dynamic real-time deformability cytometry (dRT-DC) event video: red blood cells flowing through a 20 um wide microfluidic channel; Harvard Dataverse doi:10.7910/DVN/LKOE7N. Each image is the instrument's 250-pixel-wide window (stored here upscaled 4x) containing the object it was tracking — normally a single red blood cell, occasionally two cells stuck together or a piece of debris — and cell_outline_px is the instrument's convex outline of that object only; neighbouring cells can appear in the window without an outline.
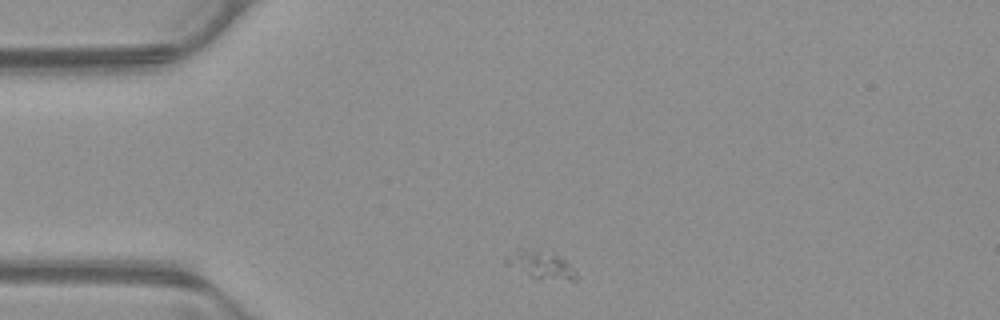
{"species": "common noctule bat (a hibernating species)", "species_latin": "Nyctalus noctula", "temperature_condition": "warm", "stored_images_in_passage": 44, "camera_frame_rate_fps": 3000, "um_per_image_px": 0.085, "animal": {"sex": "male", "body_mass_g": 23.1, "forearm_length_mm": 52.7}, "frame": {"image": 1, "passage_image": 1, "time_ms": 0.0, "image_size_px": [1000, 320], "cell_outline_px": [[580, 276], [576, 284], [532, 276], [504, 264], [504, 260], [520, 248], [556, 256], [564, 260]], "centroid_in_image_um": [46.08, 22.6], "position_along_channel_um": 38.9, "area_um2": 10.92}}
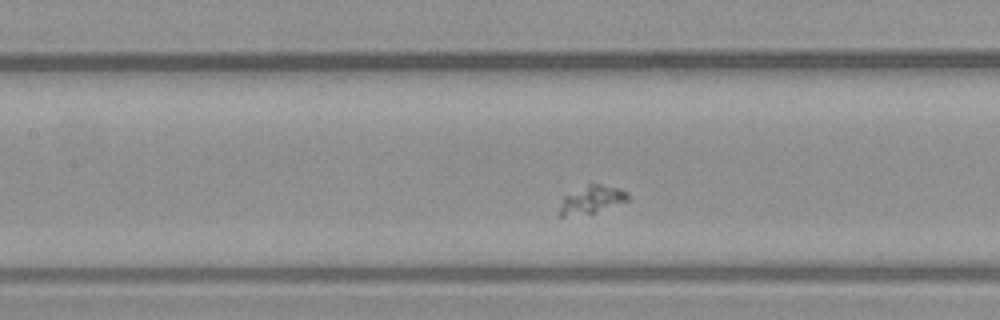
{"frame": {"image": 2, "passage_image": 13, "time_ms": 4.0, "image_size_px": [1000, 320], "cell_outline_px": [[628, 200], [596, 212], [564, 216], [560, 216], [560, 208], [564, 196], [588, 184], [600, 184], [620, 188], [628, 192]], "centroid_in_image_um": [50.32, 16.95], "position_along_channel_um": 157.1, "area_um2": 10.75}}
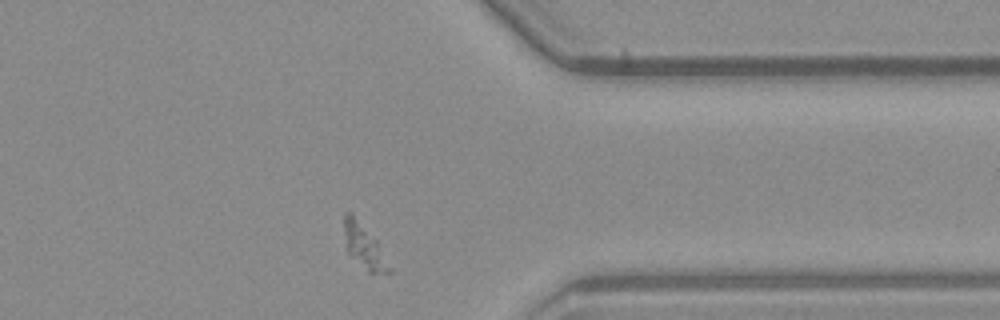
{"frame": {"image": 3, "passage_image": 32, "time_ms": 10.333, "image_size_px": [1000, 320], "cell_outline_px": [[392, 272], [368, 272], [348, 252], [344, 232], [344, 212], [352, 212], [376, 240], [392, 268]], "centroid_in_image_um": [30.95, 20.9], "position_along_channel_um": 380.4, "area_um2": 11.21}}